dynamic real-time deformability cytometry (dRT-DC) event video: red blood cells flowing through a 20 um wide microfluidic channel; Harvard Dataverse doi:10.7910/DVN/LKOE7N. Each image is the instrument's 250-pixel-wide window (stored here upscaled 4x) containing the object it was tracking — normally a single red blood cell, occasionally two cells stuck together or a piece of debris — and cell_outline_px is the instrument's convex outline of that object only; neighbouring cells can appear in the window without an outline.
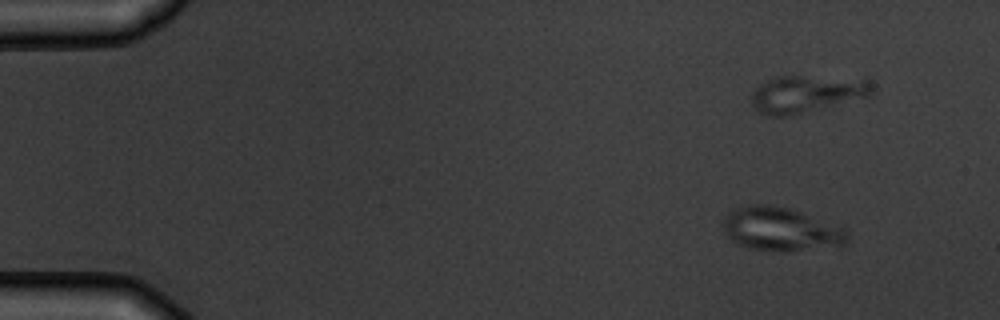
{"species": "common noctule bat (a hibernating species)", "species_latin": "Nyctalus noctula", "temperature_condition": "warm", "stored_images_in_passage": 4, "camera_frame_rate_fps": 3000, "um_per_image_px": 0.085, "animal": {"sex": "male", "body_mass_g": 19.5, "forearm_length_mm": 54.6}, "frame": {"image": 1, "passage_image": 1, "time_ms": 0.0, "image_size_px": [1000, 320], "cell_outline_px": [[848, 240], [844, 244], [788, 252], [780, 252], [748, 248], [736, 244], [728, 236], [724, 228], [724, 216], [728, 212], [736, 208], [752, 204], [764, 204], [788, 208], [800, 212], [844, 228], [848, 232]], "centroid_in_image_um": [66.33, 19.49], "position_along_channel_um": 18.7, "area_um2": 31.27}}